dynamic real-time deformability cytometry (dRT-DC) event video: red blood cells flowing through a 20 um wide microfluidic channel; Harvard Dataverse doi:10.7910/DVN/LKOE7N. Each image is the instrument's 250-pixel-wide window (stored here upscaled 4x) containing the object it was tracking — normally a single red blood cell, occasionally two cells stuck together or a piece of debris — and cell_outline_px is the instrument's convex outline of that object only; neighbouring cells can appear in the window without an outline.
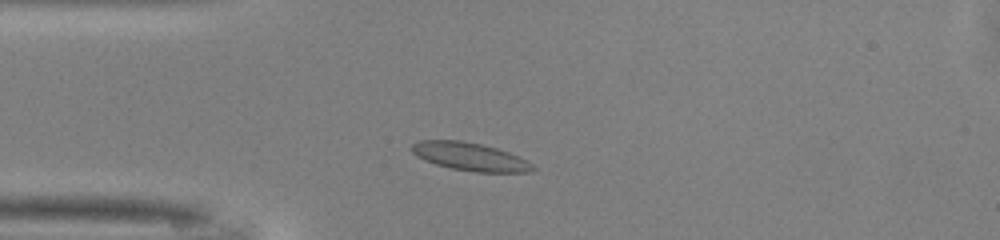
{"species": "common noctule bat (a hibernating species)", "species_latin": "Nyctalus noctula", "temperature_condition": "warm", "stored_images_in_passage": 43, "camera_frame_rate_fps": 3000, "um_per_image_px": 0.085, "animal": {"sex": "male", "body_mass_g": 13.0, "forearm_length_mm": 53.1}, "frame": {"image": 1, "passage_image": 6, "time_ms": 1.667, "image_size_px": [1000, 240], "cell_outline_px": [[536, 168], [532, 172], [476, 172], [452, 168], [436, 164], [424, 160], [416, 156], [408, 148], [412, 144], [420, 140], [460, 140], [480, 144], [496, 148], [508, 152], [532, 164]], "centroid_in_image_um": [39.89, 13.31], "position_along_channel_um": 45.1, "area_um2": 19.65}}
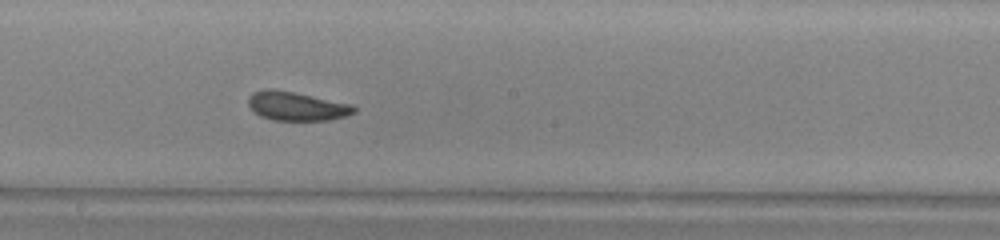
{"frame": {"image": 2, "passage_image": 20, "time_ms": 6.333, "image_size_px": [1000, 240], "cell_outline_px": [[356, 112], [344, 116], [328, 120], [272, 120], [260, 116], [248, 104], [248, 96], [252, 92], [264, 88], [272, 88], [352, 104], [356, 108]], "centroid_in_image_um": [25.18, 9.01], "position_along_channel_um": 223.0, "area_um2": 17.69}}
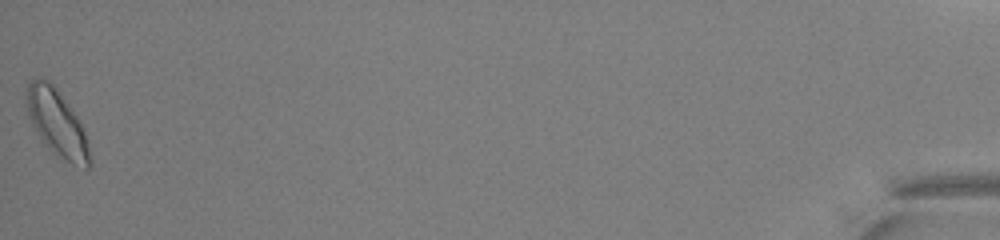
{"frame": {"image": 3, "passage_image": 43, "time_ms": 14.0, "image_size_px": [1000, 240], "cell_outline_px": [[92, 164], [88, 168], [72, 164], [52, 152], [40, 140], [28, 116], [24, 100], [24, 92], [28, 84], [36, 76], [40, 76], [48, 80], [56, 88], [80, 120], [88, 140], [92, 160]], "centroid_in_image_um": [4.82, 10.44], "position_along_channel_um": 430.4, "area_um2": 25.09}, "authors_computed_cell_mechanics": {"area_um2": 18.5538, "velocity_mm_per_s": 4.1103, "shape_relaxation_time_tau1_ms": 5.1815, "shape_relaxation_time_tau2_ms": 1.7074, "deformation_change_tau1": 0.1001, "deformation_change_tau2": 0.0652}}